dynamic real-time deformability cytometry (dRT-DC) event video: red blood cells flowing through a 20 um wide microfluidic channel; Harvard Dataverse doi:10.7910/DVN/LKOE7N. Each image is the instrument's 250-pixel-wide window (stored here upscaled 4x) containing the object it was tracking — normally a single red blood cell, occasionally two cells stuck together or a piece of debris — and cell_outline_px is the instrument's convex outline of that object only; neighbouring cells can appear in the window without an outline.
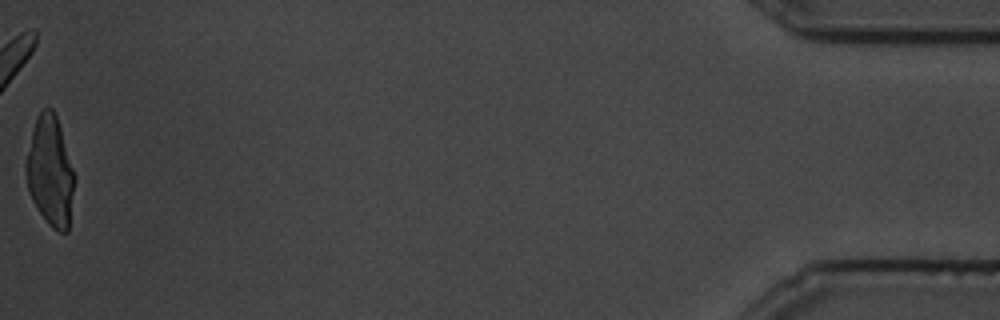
{"species": "common noctule bat (a hibernating species)", "species_latin": "Nyctalus noctula", "temperature_condition": "cold", "stored_images_in_passage": 77, "camera_frame_rate_fps": 3000, "um_per_image_px": 0.085, "animal": {"sex": "male", "body_mass_g": 19.5, "forearm_length_mm": 54.6}, "frame": {"image": 1, "passage_image": 77, "time_ms": 25.333, "image_size_px": [1000, 320], "cell_outline_px": [[76, 180], [68, 232], [60, 232], [52, 228], [48, 224], [32, 200], [28, 188], [24, 168], [24, 164], [36, 116], [44, 108], [52, 108], [56, 116], [76, 176]], "centroid_in_image_um": [4.28, 14.59], "position_along_channel_um": 430.9, "area_um2": 31.21}}